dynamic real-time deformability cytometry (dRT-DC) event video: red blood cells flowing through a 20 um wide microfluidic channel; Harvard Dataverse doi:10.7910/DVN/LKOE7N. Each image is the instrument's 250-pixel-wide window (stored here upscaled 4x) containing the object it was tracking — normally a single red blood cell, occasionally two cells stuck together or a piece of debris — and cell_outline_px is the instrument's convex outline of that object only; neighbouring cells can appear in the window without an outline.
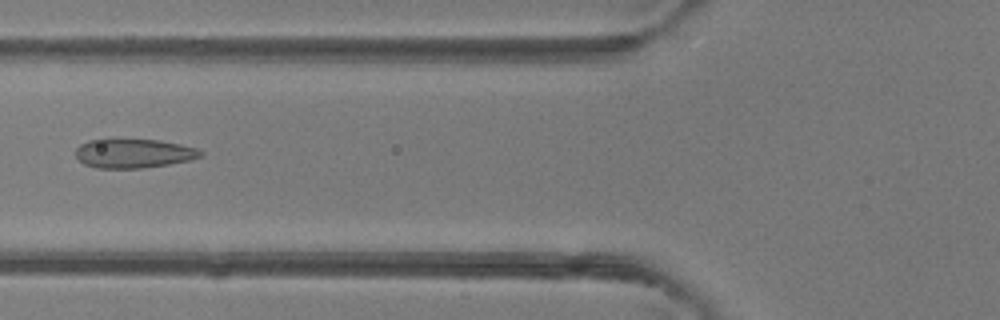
{"species": "common noctule bat (a hibernating species)", "species_latin": "Nyctalus noctula", "temperature_condition": "room temperature", "stored_images_in_passage": 48, "camera_frame_rate_fps": 3000, "um_per_image_px": 0.085, "animal": {"sex": "female"}, "frame": {"image": 1, "passage_image": 19, "time_ms": 6.0, "image_size_px": [1000, 320], "cell_outline_px": [[204, 156], [192, 160], [168, 164], [140, 168], [96, 168], [84, 164], [76, 156], [76, 148], [80, 144], [88, 140], [160, 140], [180, 144], [196, 148], [204, 152]], "centroid_in_image_um": [11.4, 13.05], "position_along_channel_um": 114.4, "area_um2": 21.1}}
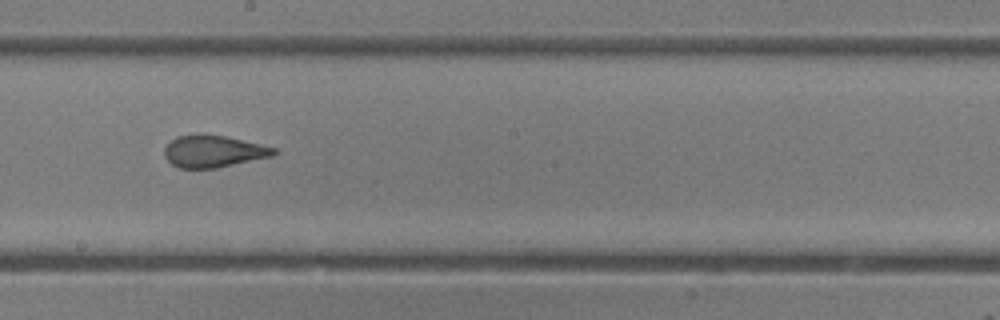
{"frame": {"image": 2, "passage_image": 27, "time_ms": 8.667, "image_size_px": [1000, 320], "cell_outline_px": [[276, 152], [272, 156], [216, 168], [180, 168], [172, 164], [164, 156], [164, 148], [176, 136], [196, 132], [200, 132], [224, 136], [260, 144], [276, 148]], "centroid_in_image_um": [18.09, 12.84], "position_along_channel_um": 230.1, "area_um2": 20.52}}
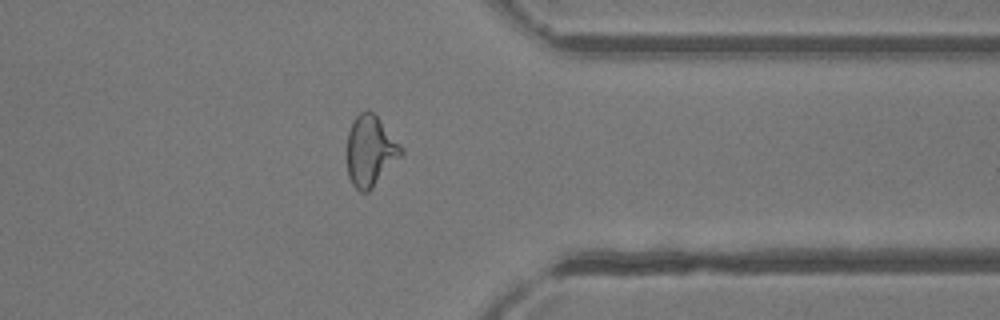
{"frame": {"image": 3, "passage_image": 38, "time_ms": 12.333, "image_size_px": [1000, 320], "cell_outline_px": [[404, 152], [372, 188], [368, 192], [360, 192], [352, 184], [348, 176], [348, 132], [352, 120], [360, 112], [368, 108], [380, 120], [404, 148]], "centroid_in_image_um": [31.48, 12.81], "position_along_channel_um": 379.9, "area_um2": 22.14}, "authors_computed_cell_mechanics": {"area_um2": 22.5998, "velocity_mm_per_s": 4.3125, "shape_relaxation_time_tau1_ms": 8.4021, "shape_relaxation_time_tau2_ms": 0.8495, "deformation_change_tau1": 0.2279, "deformation_change_tau2": 0.0681}}